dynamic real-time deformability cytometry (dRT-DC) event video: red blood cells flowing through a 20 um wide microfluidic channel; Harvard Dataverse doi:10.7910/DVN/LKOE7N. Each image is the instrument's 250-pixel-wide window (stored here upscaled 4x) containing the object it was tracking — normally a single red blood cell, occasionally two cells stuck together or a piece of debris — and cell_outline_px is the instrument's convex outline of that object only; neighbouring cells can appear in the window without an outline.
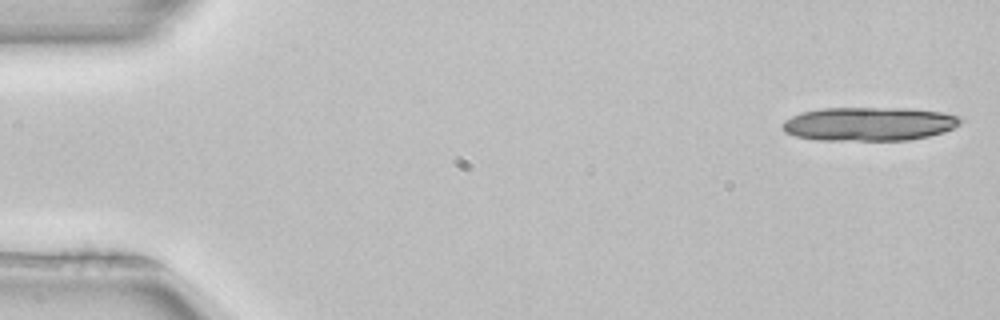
{"species": "common noctule bat (a hibernating species)", "species_latin": "Nyctalus noctula", "temperature_condition": "room temperature", "stored_images_in_passage": 16, "camera_frame_rate_fps": 3000, "um_per_image_px": 0.085, "animal": {"sex": "female", "body_mass_g": 22.7, "forearm_length_mm": 54.2}, "frame": {"image": 1, "passage_image": 1, "time_ms": 0.0, "image_size_px": [1000, 320], "cell_outline_px": [[964, 120], [960, 124], [944, 132], [928, 136], [908, 140], [816, 140], [796, 136], [784, 132], [780, 124], [784, 120], [800, 112], [820, 108], [912, 108], [944, 112], [960, 116]], "centroid_in_image_um": [73.87, 10.52], "position_along_channel_um": 11.1, "area_um2": 35.43}}